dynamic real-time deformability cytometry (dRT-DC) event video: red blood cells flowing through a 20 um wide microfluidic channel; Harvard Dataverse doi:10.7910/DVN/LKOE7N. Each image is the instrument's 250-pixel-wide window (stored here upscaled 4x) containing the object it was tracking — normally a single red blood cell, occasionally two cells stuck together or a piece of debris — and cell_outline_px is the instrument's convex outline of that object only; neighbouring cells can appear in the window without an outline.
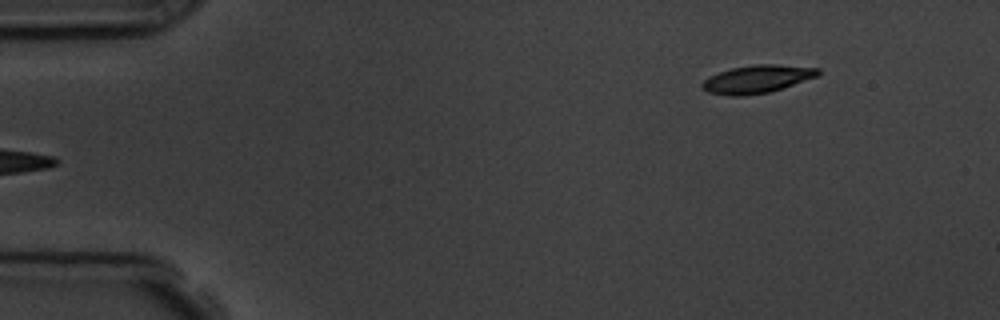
{"species": "common noctule bat (a hibernating species)", "species_latin": "Nyctalus noctula", "temperature_condition": "room temperature", "stored_images_in_passage": 6, "camera_frame_rate_fps": 3000, "um_per_image_px": 0.085, "animal": {"sex": "male", "body_mass_g": 19.5, "forearm_length_mm": 54.6}, "frame": {"image": 1, "passage_image": 6, "time_ms": 6.0, "image_size_px": [1000, 320], "cell_outline_px": [[820, 72], [816, 76], [768, 92], [744, 96], [728, 96], [708, 92], [700, 88], [700, 84], [708, 76], [732, 68], [752, 64], [776, 64], [820, 68]], "centroid_in_image_um": [64.27, 6.72], "position_along_channel_um": 20.7, "area_um2": 18.73}}